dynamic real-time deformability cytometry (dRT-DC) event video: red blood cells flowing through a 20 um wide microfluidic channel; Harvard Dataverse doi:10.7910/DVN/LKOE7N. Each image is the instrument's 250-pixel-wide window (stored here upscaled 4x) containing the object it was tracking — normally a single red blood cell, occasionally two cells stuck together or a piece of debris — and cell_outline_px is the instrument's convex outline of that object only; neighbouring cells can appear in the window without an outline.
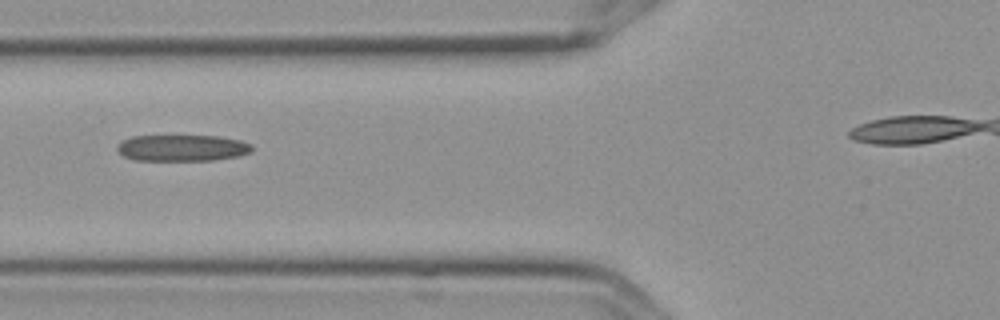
{"species": "Egyptian fruit bat (a non-hibernating species)", "species_latin": "Rousettus aegyptiacus", "temperature_condition": "cold", "stored_images_in_passage": 5, "camera_frame_rate_fps": 3000, "um_per_image_px": 0.085, "frame": {"image": 1, "passage_image": 5, "time_ms": 1.333, "image_size_px": [1000, 320], "cell_outline_px": [[252, 152], [236, 156], [212, 160], [136, 160], [124, 156], [116, 148], [116, 144], [120, 140], [132, 136], [220, 136], [240, 140], [252, 144]], "centroid_in_image_um": [15.46, 12.56], "position_along_channel_um": 110.3, "area_um2": 20.75}}